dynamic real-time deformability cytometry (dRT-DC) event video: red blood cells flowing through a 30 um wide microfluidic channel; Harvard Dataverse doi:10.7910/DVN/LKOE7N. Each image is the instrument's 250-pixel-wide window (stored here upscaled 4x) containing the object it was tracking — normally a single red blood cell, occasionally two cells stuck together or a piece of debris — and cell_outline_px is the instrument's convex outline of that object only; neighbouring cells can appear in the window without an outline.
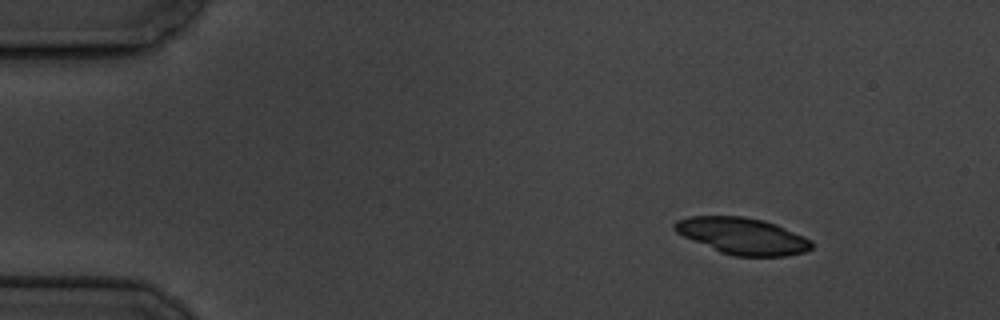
{"species": "common noctule bat (a hibernating species)", "species_latin": "Nyctalus noctula", "temperature_condition": "cold", "stored_images_in_passage": 4, "camera_frame_rate_fps": 3000, "um_per_image_px": 0.085, "animal": {"sex": "male", "body_mass_g": 19.5, "forearm_length_mm": 54.6}, "frame": {"image": 1, "passage_image": 2, "time_ms": 1.0, "image_size_px": [1000, 320], "cell_outline_px": [[812, 248], [804, 252], [784, 256], [732, 256], [720, 252], [684, 236], [676, 232], [672, 228], [672, 224], [676, 220], [692, 216], [744, 216], [764, 220], [776, 224], [804, 236], [812, 240]], "centroid_in_image_um": [63.11, 20.05], "position_along_channel_um": 21.9, "area_um2": 29.19}}